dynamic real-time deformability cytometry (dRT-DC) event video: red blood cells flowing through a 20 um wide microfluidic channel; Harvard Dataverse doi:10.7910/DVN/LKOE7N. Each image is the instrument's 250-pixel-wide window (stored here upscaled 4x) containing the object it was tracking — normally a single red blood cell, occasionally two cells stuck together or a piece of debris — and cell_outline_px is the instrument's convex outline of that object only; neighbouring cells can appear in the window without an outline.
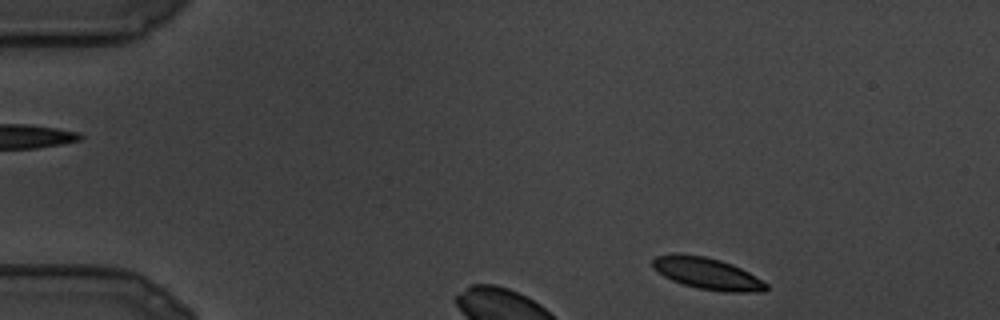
{"species": "common noctule bat (a hibernating species)", "species_latin": "Nyctalus noctula", "temperature_condition": "cold", "stored_images_in_passage": 11, "camera_frame_rate_fps": 3000, "um_per_image_px": 0.085, "animal": {"sex": "male", "body_mass_g": 19.5, "forearm_length_mm": 54.6}, "frame": {"image": 1, "passage_image": 5, "time_ms": 1.333, "image_size_px": [1000, 320], "cell_outline_px": [[768, 288], [764, 292], [724, 292], [696, 288], [672, 280], [664, 276], [652, 268], [652, 260], [656, 256], [704, 256], [720, 260], [732, 264], [748, 272], [768, 284]], "centroid_in_image_um": [60.17, 23.29], "position_along_channel_um": 24.8, "area_um2": 20.4}}